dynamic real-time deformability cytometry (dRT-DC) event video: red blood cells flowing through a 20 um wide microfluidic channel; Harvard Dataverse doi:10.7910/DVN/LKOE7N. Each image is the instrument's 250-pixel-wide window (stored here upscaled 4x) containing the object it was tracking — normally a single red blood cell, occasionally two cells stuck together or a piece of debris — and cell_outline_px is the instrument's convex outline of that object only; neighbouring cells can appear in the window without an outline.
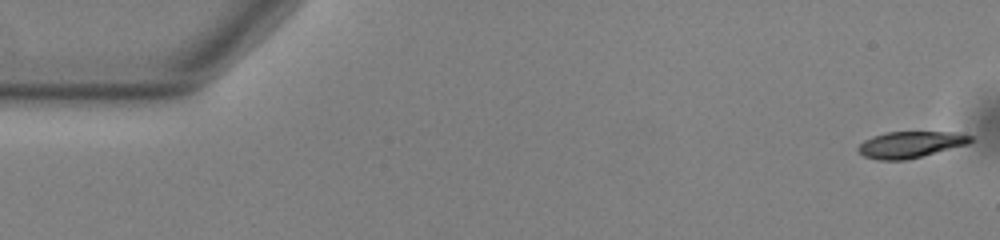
{"species": "common noctule bat (a hibernating species)", "species_latin": "Nyctalus noctula", "temperature_condition": "warm", "stored_images_in_passage": 54, "camera_frame_rate_fps": 3000, "um_per_image_px": 0.085, "animal": {"sex": "male", "body_mass_g": 13.0, "forearm_length_mm": 53.1}, "frame": {"image": 1, "passage_image": 1, "time_ms": 0.0, "image_size_px": [1000, 240], "cell_outline_px": [[972, 140], [968, 144], [904, 160], [876, 160], [864, 156], [856, 148], [864, 140], [872, 136], [888, 132], [952, 132], [972, 136]], "centroid_in_image_um": [77.34, 12.28], "position_along_channel_um": 7.7, "area_um2": 17.05}}
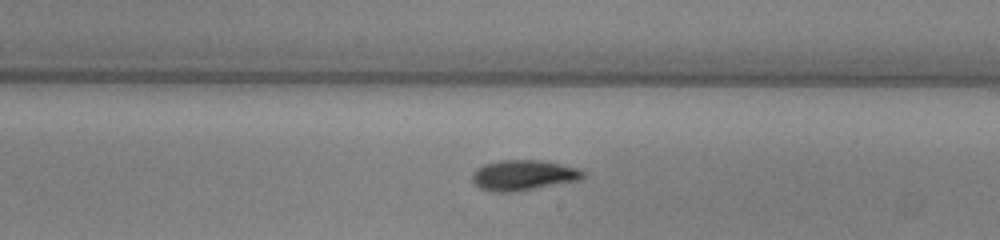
{"frame": {"image": 2, "passage_image": 31, "time_ms": 10.0, "image_size_px": [1000, 240], "cell_outline_px": [[584, 176], [580, 180], [516, 192], [492, 192], [480, 188], [472, 180], [472, 172], [476, 168], [484, 164], [500, 160], [540, 160], [560, 164], [576, 168], [584, 172]], "centroid_in_image_um": [44.45, 14.9], "position_along_channel_um": 244.6, "area_um2": 19.65}}
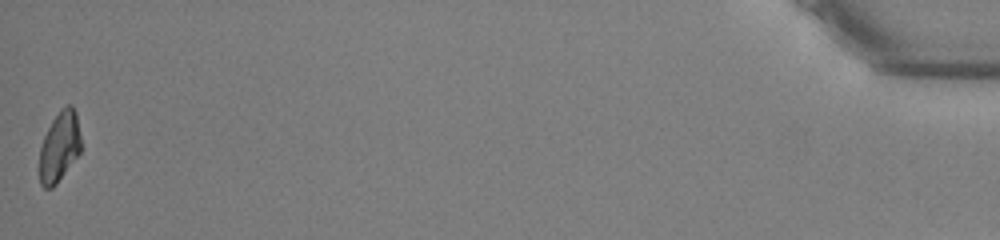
{"frame": {"image": 3, "passage_image": 54, "time_ms": 17.667, "image_size_px": [1000, 240], "cell_outline_px": [[80, 152], [56, 184], [52, 188], [44, 188], [40, 184], [40, 148], [44, 136], [52, 120], [60, 108], [68, 104], [72, 104], [76, 112], [80, 136]], "centroid_in_image_um": [5.05, 12.44], "position_along_channel_um": 430.2, "area_um2": 16.82}, "authors_computed_cell_mechanics": {"area_um2": 18.2648, "velocity_mm_per_s": 3.7739, "shape_relaxation_time_tau1_ms": 3.8848, "shape_relaxation_time_tau2_ms": 4.6479, "deformation_change_tau1": 0.1513, "deformation_change_tau2": 0.0993}}